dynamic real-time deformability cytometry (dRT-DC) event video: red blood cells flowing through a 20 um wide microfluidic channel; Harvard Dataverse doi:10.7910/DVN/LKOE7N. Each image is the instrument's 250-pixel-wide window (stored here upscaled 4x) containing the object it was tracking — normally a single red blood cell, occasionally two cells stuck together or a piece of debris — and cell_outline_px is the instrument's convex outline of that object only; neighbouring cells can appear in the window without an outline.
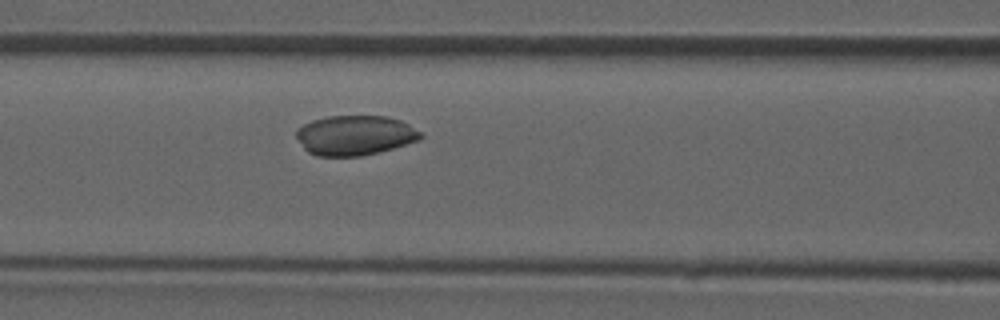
{"species": "common noctule bat (a hibernating species)", "species_latin": "Nyctalus noctula", "temperature_condition": "room temperature", "stored_images_in_passage": 35, "camera_frame_rate_fps": 3000, "um_per_image_px": 0.085, "animal": {"sex": "male", "forearm_length_mm": 52.5}, "frame": {"image": 1, "passage_image": 7, "time_ms": 2.0, "image_size_px": [1000, 320], "cell_outline_px": [[424, 136], [420, 140], [380, 152], [360, 156], [316, 156], [308, 152], [304, 148], [296, 136], [296, 128], [312, 120], [328, 116], [388, 116], [400, 120], [408, 124], [420, 132]], "centroid_in_image_um": [30.17, 11.5], "position_along_channel_um": 136.4, "area_um2": 28.96}}
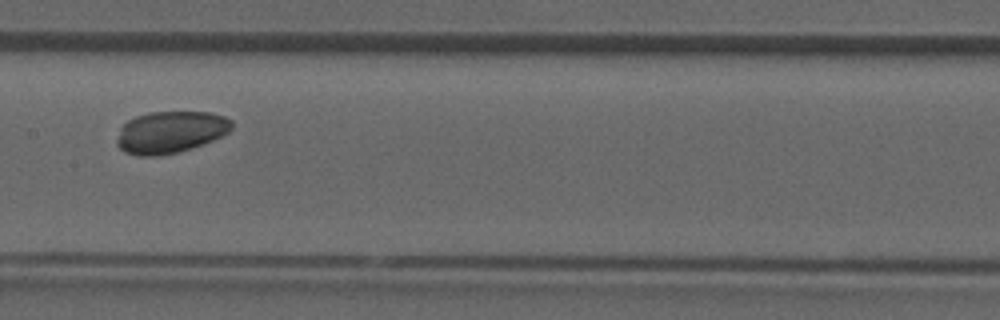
{"frame": {"image": 2, "passage_image": 11, "time_ms": 3.333, "image_size_px": [1000, 320], "cell_outline_px": [[232, 128], [228, 132], [204, 144], [192, 148], [176, 152], [156, 156], [140, 156], [124, 152], [116, 144], [116, 140], [120, 128], [128, 120], [136, 116], [148, 112], [208, 112], [224, 116], [232, 120]], "centroid_in_image_um": [14.47, 11.23], "position_along_channel_um": 192.9, "area_um2": 28.03}}